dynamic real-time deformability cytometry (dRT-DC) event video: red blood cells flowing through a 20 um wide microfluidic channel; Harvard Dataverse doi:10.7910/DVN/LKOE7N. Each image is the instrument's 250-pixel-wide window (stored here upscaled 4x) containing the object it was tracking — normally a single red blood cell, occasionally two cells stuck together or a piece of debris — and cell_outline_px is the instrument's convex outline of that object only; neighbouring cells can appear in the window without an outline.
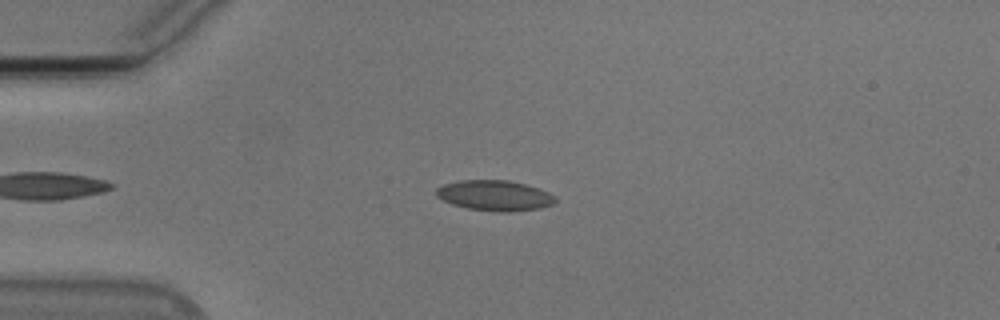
{"species": "Egyptian fruit bat (a non-hibernating species)", "species_latin": "Rousettus aegyptiacus", "temperature_condition": "cold", "stored_images_in_passage": 53, "camera_frame_rate_fps": 3000, "um_per_image_px": 0.085, "animal": {"sex": "male"}, "frame": {"image": 1, "passage_image": 13, "time_ms": 4.0, "image_size_px": [1000, 320], "cell_outline_px": [[556, 200], [552, 204], [540, 208], [508, 212], [496, 212], [468, 208], [452, 204], [436, 196], [436, 188], [444, 184], [460, 180], [508, 180], [524, 184], [548, 192], [556, 196]], "centroid_in_image_um": [42.04, 16.62], "position_along_channel_um": 43.0, "area_um2": 20.98}}
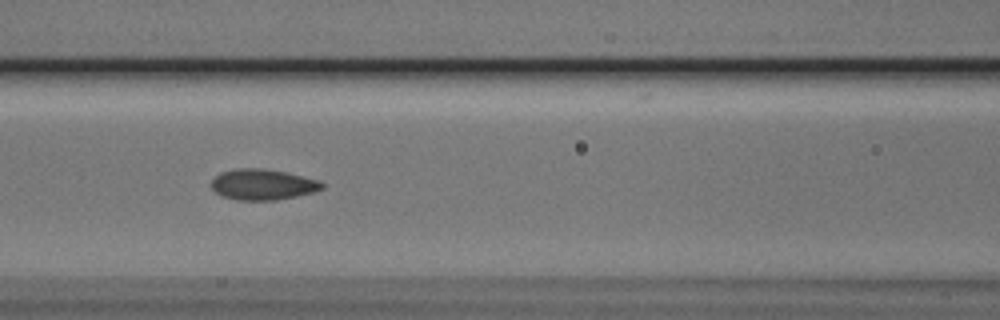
{"frame": {"image": 2, "passage_image": 23, "time_ms": 7.333, "image_size_px": [1000, 320], "cell_outline_px": [[324, 188], [312, 192], [296, 196], [276, 200], [236, 200], [224, 196], [216, 192], [212, 188], [212, 180], [220, 172], [236, 168], [260, 168], [284, 172], [320, 180], [324, 184]], "centroid_in_image_um": [22.33, 15.68], "position_along_channel_um": 144.3, "area_um2": 19.71}}
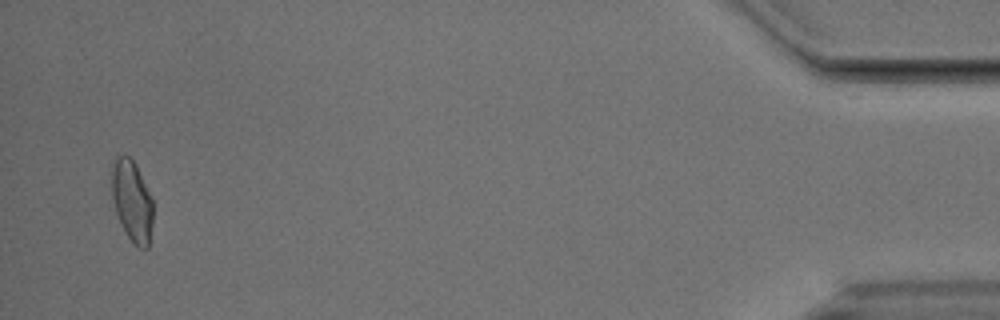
{"frame": {"image": 3, "passage_image": 52, "time_ms": 17.0, "image_size_px": [1000, 320], "cell_outline_px": [[152, 224], [148, 248], [140, 248], [132, 244], [116, 212], [112, 196], [112, 160], [116, 156], [128, 156], [136, 164], [152, 196]], "centroid_in_image_um": [11.23, 17.06], "position_along_channel_um": 424.0, "area_um2": 19.48}, "authors_computed_cell_mechanics": {"area_um2": 19.652, "velocity_mm_per_s": 3.7684, "shape_relaxation_time_tau1_ms": 7.4003, "shape_relaxation_time_tau2_ms": 1.4594, "deformation_change_tau1": 0.1528, "deformation_change_tau2": 0.0534}}